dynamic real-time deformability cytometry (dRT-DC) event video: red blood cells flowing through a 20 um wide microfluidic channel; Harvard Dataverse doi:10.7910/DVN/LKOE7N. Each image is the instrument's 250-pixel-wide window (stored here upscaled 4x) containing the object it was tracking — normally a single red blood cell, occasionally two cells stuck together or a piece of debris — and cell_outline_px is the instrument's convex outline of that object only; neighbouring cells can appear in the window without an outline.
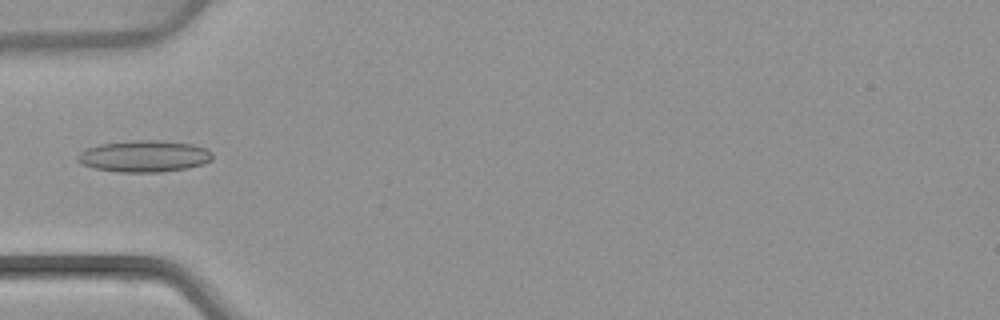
{"species": "common noctule bat (a hibernating species)", "species_latin": "Nyctalus noctula", "temperature_condition": "warm", "stored_images_in_passage": 5, "camera_frame_rate_fps": 3000, "um_per_image_px": 0.085, "animal": {"sex": "female", "body_mass_g": 22.7, "forearm_length_mm": 54.2}, "frame": {"image": 1, "passage_image": 4, "time_ms": 4.0, "image_size_px": [1000, 320], "cell_outline_px": [[212, 160], [204, 164], [188, 168], [160, 172], [116, 172], [92, 168], [80, 164], [76, 160], [76, 156], [80, 152], [88, 148], [100, 144], [132, 140], [160, 140], [192, 144], [208, 148], [212, 152]], "centroid_in_image_um": [12.26, 13.28], "position_along_channel_um": 72.7, "area_um2": 25.2}}
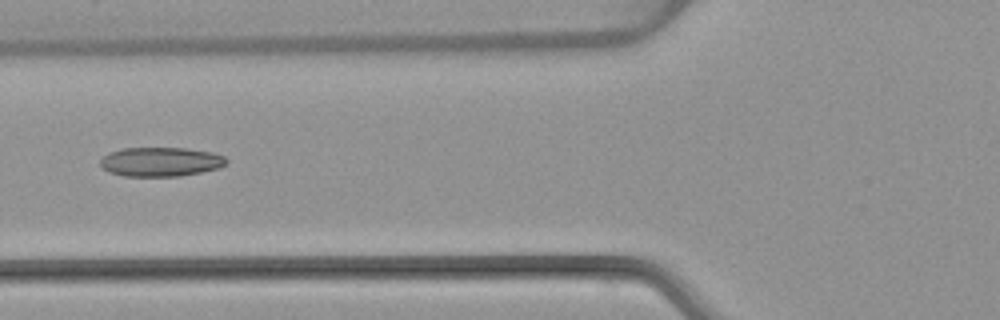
{"frame": {"image": 2, "passage_image": 5, "time_ms": 5.0, "image_size_px": [1000, 320], "cell_outline_px": [[228, 164], [220, 168], [180, 176], [124, 176], [108, 172], [100, 164], [100, 160], [108, 152], [124, 148], [184, 148], [212, 152], [224, 156], [228, 160]], "centroid_in_image_um": [13.68, 13.75], "position_along_channel_um": 112.1, "area_um2": 21.56}}